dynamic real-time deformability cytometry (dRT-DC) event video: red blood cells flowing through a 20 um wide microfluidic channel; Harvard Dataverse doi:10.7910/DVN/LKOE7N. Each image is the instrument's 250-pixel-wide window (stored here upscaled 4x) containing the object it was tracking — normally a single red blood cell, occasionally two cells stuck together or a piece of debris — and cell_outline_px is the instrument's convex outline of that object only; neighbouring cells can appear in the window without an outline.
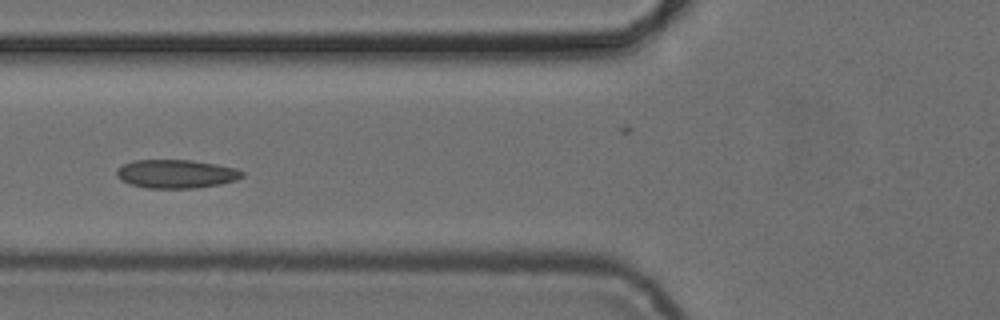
{"species": "common noctule bat (a hibernating species)", "species_latin": "Nyctalus noctula", "temperature_condition": "cold", "stored_images_in_passage": 3, "camera_frame_rate_fps": 3000, "um_per_image_px": 0.085, "animal": {"sex": "female", "body_mass_g": 24.6, "forearm_length_mm": 56.2}, "frame": {"image": 1, "passage_image": 3, "time_ms": 2.333, "image_size_px": [1000, 320], "cell_outline_px": [[244, 176], [236, 180], [220, 184], [196, 188], [148, 188], [132, 184], [120, 180], [116, 176], [116, 168], [132, 160], [192, 160], [216, 164], [236, 168], [244, 172]], "centroid_in_image_um": [14.97, 14.77], "position_along_channel_um": 110.8, "area_um2": 20.98}}